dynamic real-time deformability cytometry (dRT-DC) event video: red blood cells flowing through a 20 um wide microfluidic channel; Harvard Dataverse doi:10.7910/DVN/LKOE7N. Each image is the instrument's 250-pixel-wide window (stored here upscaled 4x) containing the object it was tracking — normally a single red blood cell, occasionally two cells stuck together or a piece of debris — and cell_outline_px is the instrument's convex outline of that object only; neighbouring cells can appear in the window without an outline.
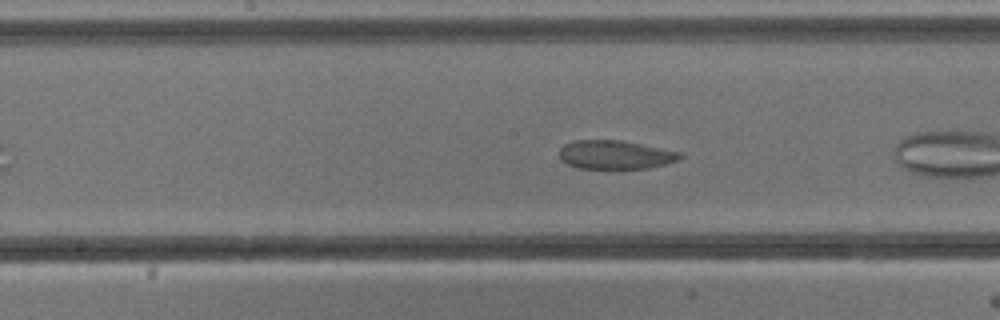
{"species": "common noctule bat (a hibernating species)", "species_latin": "Nyctalus noctula", "temperature_condition": "cold", "stored_images_in_passage": 30, "camera_frame_rate_fps": 3000, "um_per_image_px": 0.085, "animal": {"sex": "male", "body_mass_g": 13.3}, "frame": {"image": 1, "passage_image": 11, "time_ms": 3.333, "image_size_px": [1000, 320], "cell_outline_px": [[684, 156], [680, 160], [648, 168], [576, 168], [568, 164], [560, 156], [560, 148], [564, 144], [576, 140], [620, 140], [680, 152]], "centroid_in_image_um": [52.31, 13.15], "position_along_channel_um": 195.9, "area_um2": 19.94}, "authors_computed_cell_mechanics": {"area_um2": 21.2993, "velocity_mm_per_s": 3.6856, "shape_relaxation_time_tau1_ms": 10.7266, "shape_relaxation_time_tau2_ms": null, "deformation_change_tau1": 0.1641, "deformation_change_tau2": null}}